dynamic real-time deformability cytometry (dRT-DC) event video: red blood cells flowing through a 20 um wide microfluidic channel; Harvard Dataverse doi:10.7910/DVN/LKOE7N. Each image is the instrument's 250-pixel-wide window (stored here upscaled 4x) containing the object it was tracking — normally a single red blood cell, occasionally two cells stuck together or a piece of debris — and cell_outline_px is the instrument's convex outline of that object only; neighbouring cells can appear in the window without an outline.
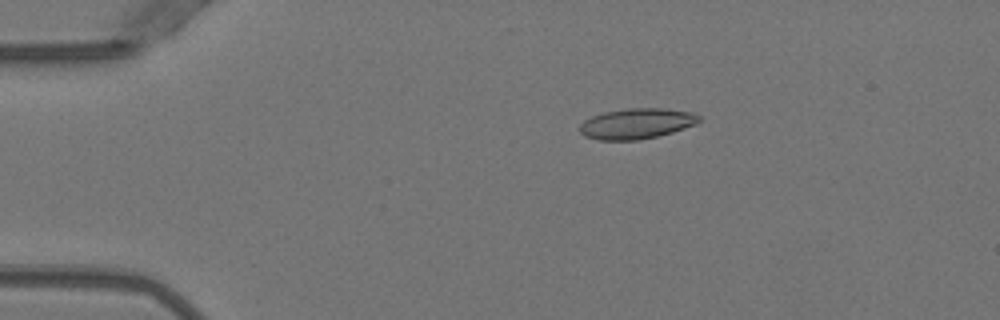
{"species": "Egyptian fruit bat (a non-hibernating species)", "species_latin": "Rousettus aegyptiacus", "temperature_condition": "warm", "stored_images_in_passage": 44, "camera_frame_rate_fps": 3000, "um_per_image_px": 0.085, "animal": {"sex": "female"}, "frame": {"image": 1, "passage_image": 3, "time_ms": 0.667, "image_size_px": [1000, 320], "cell_outline_px": [[700, 120], [696, 124], [672, 132], [640, 140], [600, 140], [584, 136], [580, 132], [580, 124], [584, 120], [592, 116], [604, 112], [628, 108], [664, 108], [692, 112], [700, 116]], "centroid_in_image_um": [54.1, 10.5], "position_along_channel_um": 30.9, "area_um2": 21.21}}
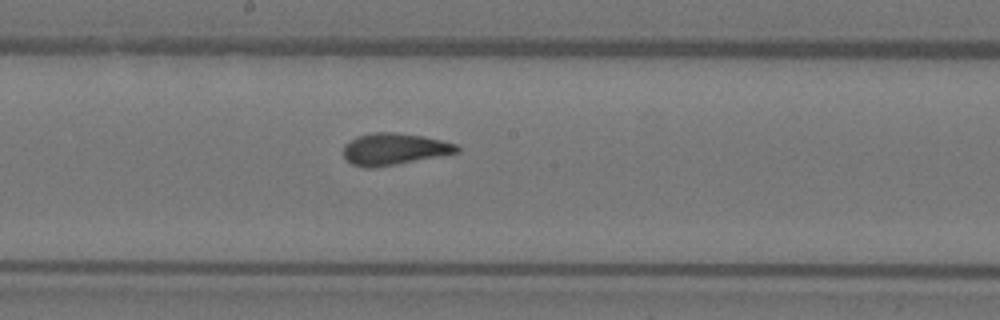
{"frame": {"image": 2, "passage_image": 21, "time_ms": 6.667, "image_size_px": [1000, 320], "cell_outline_px": [[460, 152], [376, 168], [364, 168], [352, 164], [344, 156], [344, 144], [356, 136], [372, 132], [392, 132], [424, 136], [456, 144], [460, 148]], "centroid_in_image_um": [33.49, 12.67], "position_along_channel_um": 214.7, "area_um2": 21.04}}
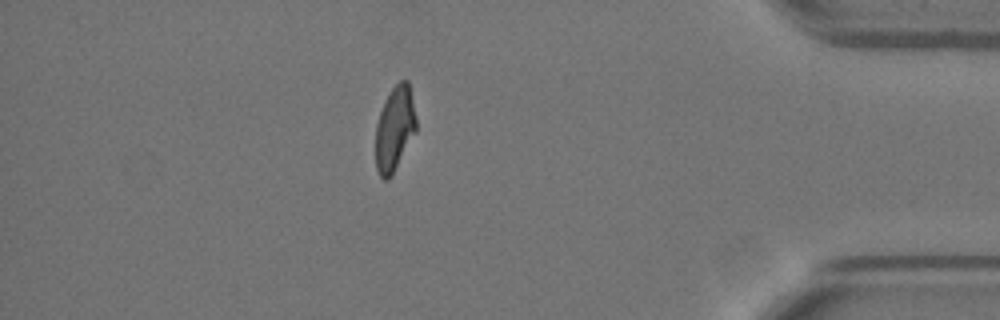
{"frame": {"image": 3, "passage_image": 38, "time_ms": 12.333, "image_size_px": [1000, 320], "cell_outline_px": [[416, 132], [392, 176], [388, 180], [384, 180], [380, 176], [376, 168], [376, 124], [380, 112], [392, 88], [400, 80], [408, 80], [416, 120]], "centroid_in_image_um": [33.55, 10.99], "position_along_channel_um": 401.7, "area_um2": 19.83}, "authors_computed_cell_mechanics": {"area_um2": 20.9814, "velocity_mm_per_s": 3.9864, "shape_relaxation_time_tau1_ms": 5.0424, "shape_relaxation_time_tau2_ms": 1.025, "deformation_change_tau1": 0.1946, "deformation_change_tau2": 0.0726}}